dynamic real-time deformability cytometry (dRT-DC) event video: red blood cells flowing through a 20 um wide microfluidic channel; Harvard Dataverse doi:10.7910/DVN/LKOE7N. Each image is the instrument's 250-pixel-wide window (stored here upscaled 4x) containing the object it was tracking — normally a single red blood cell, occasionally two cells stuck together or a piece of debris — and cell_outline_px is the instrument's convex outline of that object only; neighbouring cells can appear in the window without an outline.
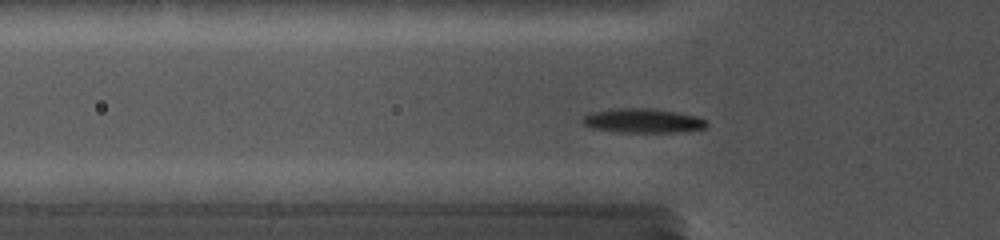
{"species": "common noctule bat (a hibernating species)", "species_latin": "Nyctalus noctula", "temperature_condition": "cold", "stored_images_in_passage": 26, "camera_frame_rate_fps": 5000, "um_per_image_px": 0.085, "animal": {"sex": "female", "body_mass_g": 19.0, "forearm_length_mm": 56.7}, "frame": {"image": 1, "passage_image": 7, "time_ms": 3.2, "image_size_px": [1000, 240], "cell_outline_px": [[708, 128], [688, 132], [616, 132], [588, 128], [580, 124], [580, 116], [592, 112], [624, 108], [648, 108], [676, 112], [696, 116], [708, 120]], "centroid_in_image_um": [54.63, 10.28], "position_along_channel_um": 71.2, "area_um2": 18.03}}
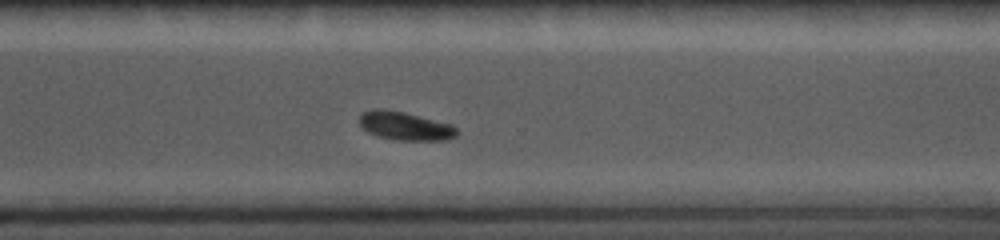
{"frame": {"image": 2, "passage_image": 20, "time_ms": 10.2, "image_size_px": [1000, 240], "cell_outline_px": [[460, 132], [456, 136], [448, 140], [396, 140], [376, 136], [360, 128], [360, 116], [364, 112], [400, 112], [452, 124]], "centroid_in_image_um": [34.52, 10.78], "position_along_channel_um": 336.1, "area_um2": 15.49}}
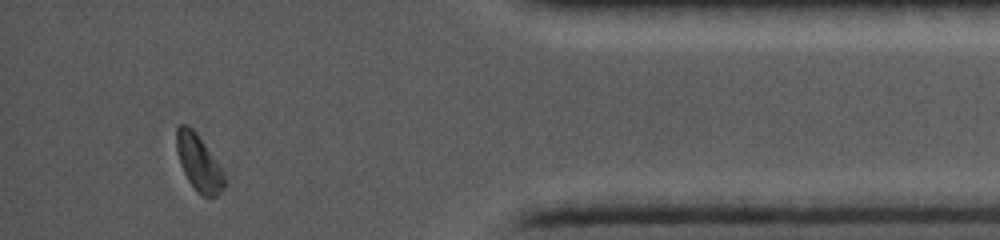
{"frame": {"image": 3, "passage_image": 25, "time_ms": 13.0, "image_size_px": [1000, 240], "cell_outline_px": [[228, 184], [216, 196], [204, 196], [196, 192], [188, 180], [180, 164], [176, 148], [176, 128], [180, 124], [184, 124], [192, 128], [196, 132], [220, 168]], "centroid_in_image_um": [16.88, 13.86], "position_along_channel_um": 418.3, "area_um2": 15.43}}